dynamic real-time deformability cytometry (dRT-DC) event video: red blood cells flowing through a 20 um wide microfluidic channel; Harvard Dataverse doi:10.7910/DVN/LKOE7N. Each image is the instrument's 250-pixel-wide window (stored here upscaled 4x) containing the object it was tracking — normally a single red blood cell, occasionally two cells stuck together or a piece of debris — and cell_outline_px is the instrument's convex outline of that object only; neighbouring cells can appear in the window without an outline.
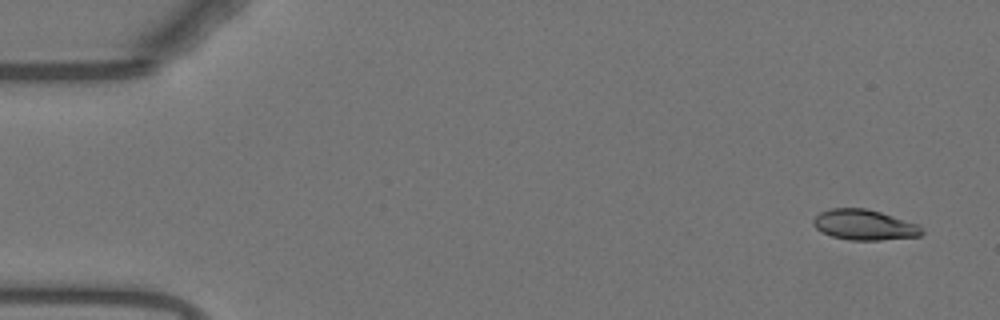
{"species": "Egyptian fruit bat (a non-hibernating species)", "species_latin": "Rousettus aegyptiacus", "temperature_condition": "warm", "stored_images_in_passage": 45, "camera_frame_rate_fps": 3000, "um_per_image_px": 0.085, "animal": {"sex": "female"}, "frame": {"image": 1, "passage_image": 1, "time_ms": 0.0, "image_size_px": [1000, 320], "cell_outline_px": [[924, 232], [920, 236], [880, 240], [848, 240], [832, 236], [820, 232], [812, 224], [812, 220], [820, 212], [832, 208], [864, 208], [880, 212], [916, 224]], "centroid_in_image_um": [73.41, 19.12], "position_along_channel_um": 11.6, "area_um2": 19.07}}
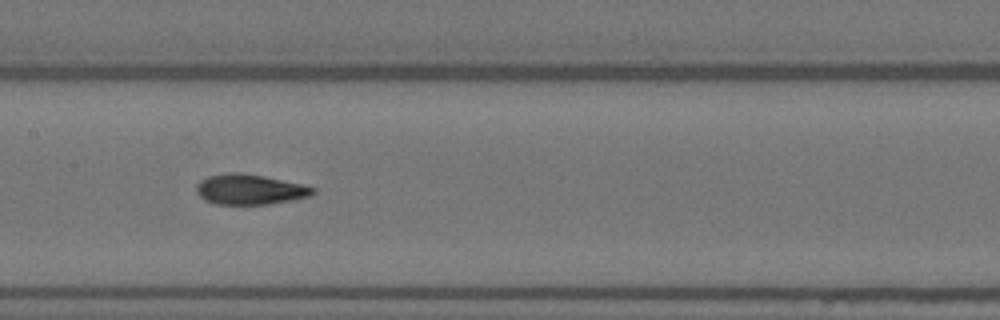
{"frame": {"image": 2, "passage_image": 25, "time_ms": 8.0, "image_size_px": [1000, 320], "cell_outline_px": [[316, 192], [308, 196], [268, 204], [216, 204], [204, 200], [196, 192], [196, 184], [200, 180], [208, 176], [228, 172], [240, 172], [264, 176], [300, 184], [316, 188]], "centroid_in_image_um": [21.17, 16.09], "position_along_channel_um": 186.2, "area_um2": 20.4}}
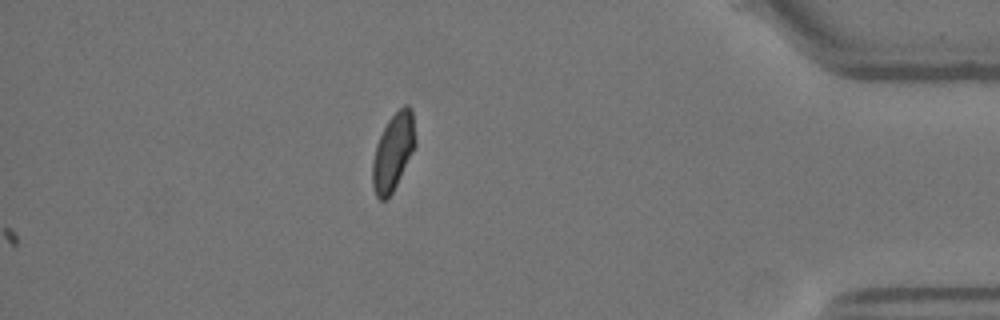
{"frame": {"image": 3, "passage_image": 45, "time_ms": 14.667, "image_size_px": [1000, 320], "cell_outline_px": [[416, 144], [392, 192], [384, 200], [380, 200], [376, 196], [372, 184], [372, 160], [376, 144], [388, 120], [404, 104], [408, 104], [412, 108], [416, 140]], "centroid_in_image_um": [33.41, 12.88], "position_along_channel_um": 401.8, "area_um2": 19.02}, "authors_computed_cell_mechanics": {"area_um2": 19.8254, "velocity_mm_per_s": 3.7536, "shape_relaxation_time_tau1_ms": 6.905, "shape_relaxation_time_tau2_ms": 0.7702, "deformation_change_tau1": 0.2729, "deformation_change_tau2": 0.0495}}